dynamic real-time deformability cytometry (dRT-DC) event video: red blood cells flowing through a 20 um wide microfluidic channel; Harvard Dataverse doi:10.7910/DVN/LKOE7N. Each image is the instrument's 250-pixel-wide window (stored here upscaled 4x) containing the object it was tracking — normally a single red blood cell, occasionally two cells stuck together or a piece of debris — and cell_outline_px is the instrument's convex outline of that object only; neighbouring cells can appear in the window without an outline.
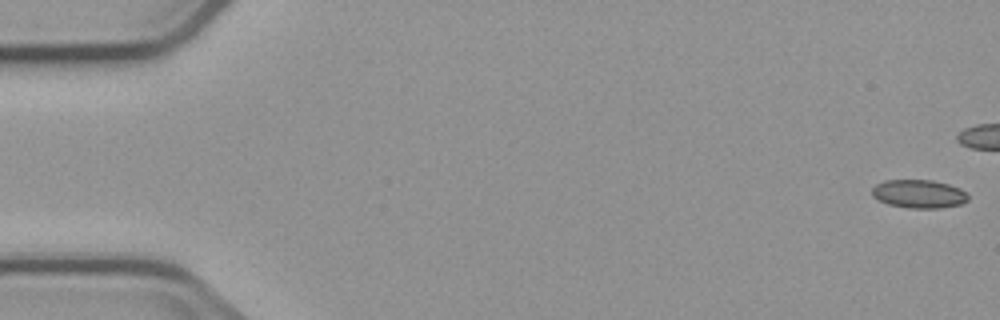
{"species": "common noctule bat (a hibernating species)", "species_latin": "Nyctalus noctula", "temperature_condition": "cold", "stored_images_in_passage": 7, "camera_frame_rate_fps": 3000, "um_per_image_px": 0.085, "animal": {"sex": "male", "body_mass_g": 23.1, "forearm_length_mm": 52.7}, "frame": {"image": 1, "passage_image": 1, "time_ms": 0.0, "image_size_px": [1000, 320], "cell_outline_px": [[968, 200], [960, 204], [940, 208], [908, 208], [888, 204], [872, 196], [872, 188], [876, 184], [884, 180], [932, 180], [948, 184], [960, 188], [968, 196]], "centroid_in_image_um": [78.09, 16.48], "position_along_channel_um": 6.9, "area_um2": 15.84}}
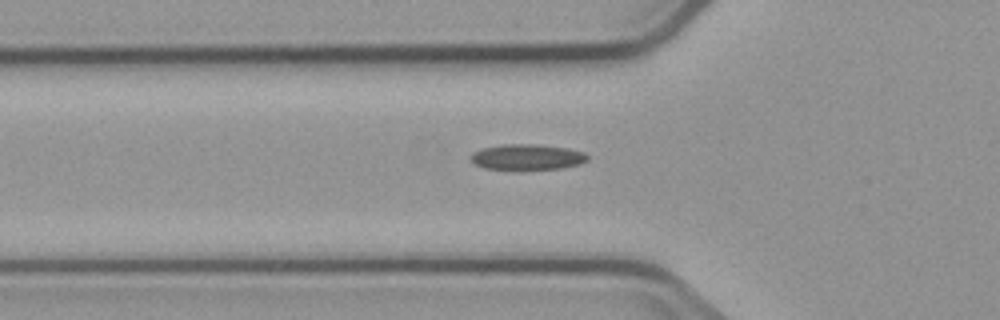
{"frame": {"image": 2, "passage_image": 7, "time_ms": 7.333, "image_size_px": [1000, 320], "cell_outline_px": [[588, 160], [580, 164], [560, 168], [520, 172], [484, 168], [476, 164], [468, 156], [472, 152], [484, 148], [500, 144], [536, 144], [568, 148], [584, 152], [588, 156]], "centroid_in_image_um": [44.79, 13.38], "position_along_channel_um": 81.0, "area_um2": 18.21}}